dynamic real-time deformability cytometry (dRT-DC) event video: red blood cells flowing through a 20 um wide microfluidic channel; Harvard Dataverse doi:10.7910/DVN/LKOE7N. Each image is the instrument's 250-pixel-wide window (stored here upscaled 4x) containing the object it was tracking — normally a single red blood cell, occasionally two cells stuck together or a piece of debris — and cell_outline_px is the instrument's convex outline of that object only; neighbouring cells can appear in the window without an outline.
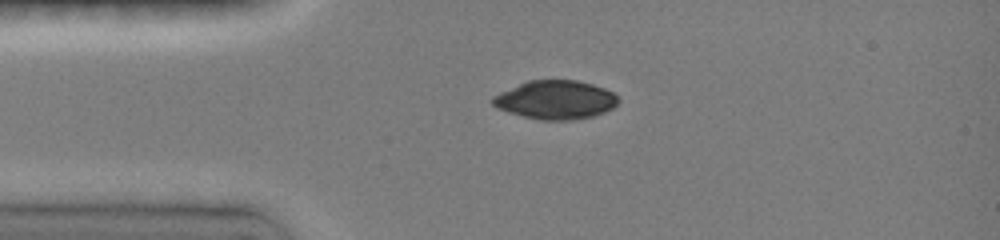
{"species": "common noctule bat (a hibernating species)", "species_latin": "Nyctalus noctula", "temperature_condition": "room temperature", "stored_images_in_passage": 38, "camera_frame_rate_fps": 3000, "um_per_image_px": 0.085, "animal": {"sex": "female", "body_mass_g": 19.0, "forearm_length_mm": 51.5}, "frame": {"image": 1, "passage_image": 1, "time_ms": 0.0, "image_size_px": [1000, 240], "cell_outline_px": [[620, 100], [612, 108], [596, 116], [572, 120], [540, 120], [508, 112], [496, 108], [492, 104], [492, 96], [500, 92], [528, 80], [576, 80], [592, 84], [604, 88], [612, 92]], "centroid_in_image_um": [47.21, 8.49], "position_along_channel_um": 37.8, "area_um2": 28.32}}
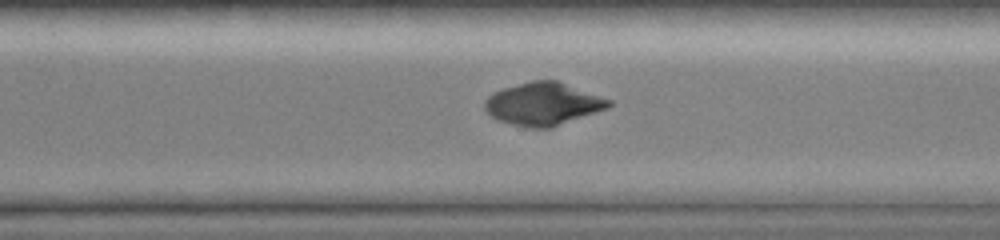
{"frame": {"image": 2, "passage_image": 24, "time_ms": 7.667, "image_size_px": [1000, 240], "cell_outline_px": [[612, 104], [608, 108], [552, 128], [532, 128], [512, 124], [496, 120], [484, 108], [484, 100], [492, 92], [504, 88], [532, 80], [560, 80], [612, 100]], "centroid_in_image_um": [46.19, 8.82], "position_along_channel_um": 324.4, "area_um2": 31.15}}
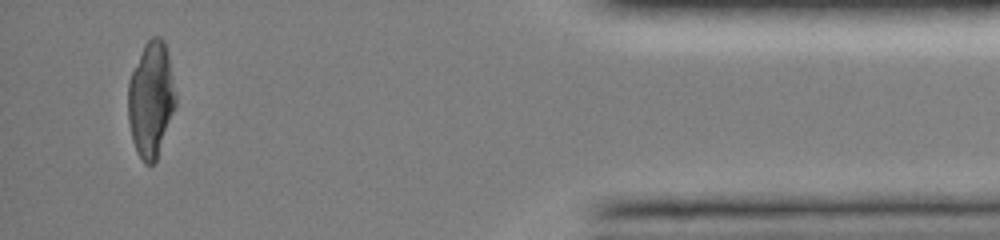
{"frame": {"image": 3, "passage_image": 35, "time_ms": 11.333, "image_size_px": [1000, 240], "cell_outline_px": [[176, 104], [156, 160], [152, 164], [144, 164], [136, 152], [132, 140], [128, 120], [128, 80], [144, 44], [152, 36], [160, 36], [164, 40], [168, 52], [176, 96]], "centroid_in_image_um": [12.82, 8.43], "position_along_channel_um": 422.4, "area_um2": 32.08}}